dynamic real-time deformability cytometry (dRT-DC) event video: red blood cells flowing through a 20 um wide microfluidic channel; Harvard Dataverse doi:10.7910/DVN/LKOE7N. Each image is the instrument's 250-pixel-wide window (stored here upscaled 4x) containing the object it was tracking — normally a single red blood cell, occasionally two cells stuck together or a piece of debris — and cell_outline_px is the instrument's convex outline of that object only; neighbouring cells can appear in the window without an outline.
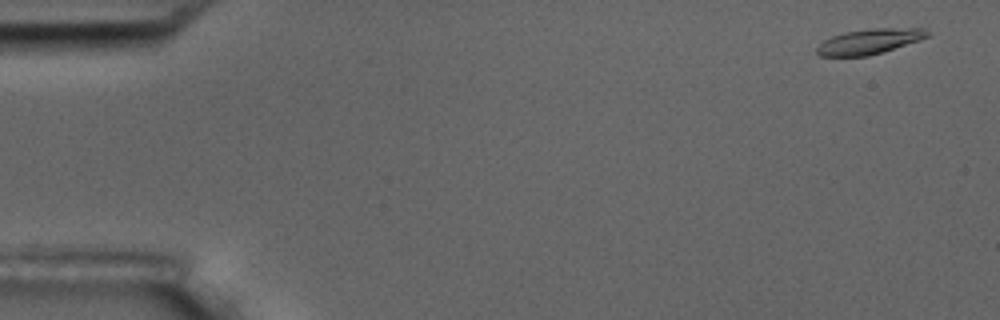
{"species": "common noctule bat (a hibernating species)", "species_latin": "Nyctalus noctula", "temperature_condition": "room temperature", "stored_images_in_passage": 4, "camera_frame_rate_fps": 3000, "um_per_image_px": 0.085, "animal": {"sex": "male", "body_mass_g": 17.5, "forearm_length_mm": 52.3}, "frame": {"image": 1, "passage_image": 1, "time_ms": 0.0, "image_size_px": [1000, 320], "cell_outline_px": [[928, 36], [920, 40], [884, 52], [868, 56], [820, 56], [816, 52], [816, 48], [824, 40], [832, 36], [844, 32], [872, 28], [924, 28], [928, 32]], "centroid_in_image_um": [73.89, 3.53], "position_along_channel_um": 11.1, "area_um2": 16.24}}
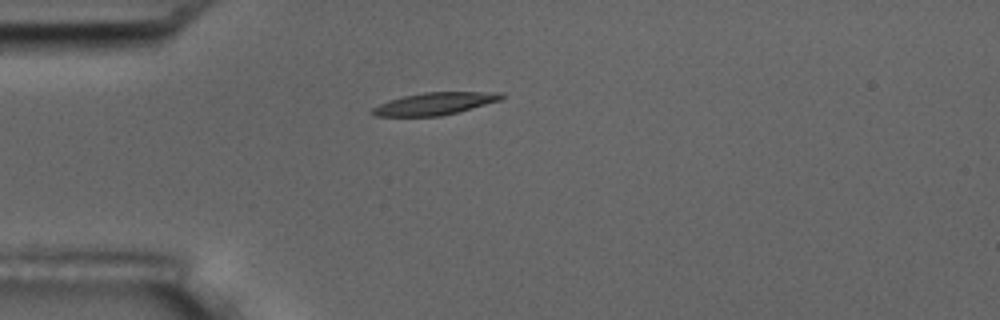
{"frame": {"image": 2, "passage_image": 4, "time_ms": 4.333, "image_size_px": [1000, 320], "cell_outline_px": [[504, 96], [500, 100], [456, 112], [440, 116], [372, 116], [368, 112], [372, 108], [388, 100], [404, 96], [424, 92], [500, 92]], "centroid_in_image_um": [36.87, 8.81], "position_along_channel_um": 48.1, "area_um2": 16.65}}